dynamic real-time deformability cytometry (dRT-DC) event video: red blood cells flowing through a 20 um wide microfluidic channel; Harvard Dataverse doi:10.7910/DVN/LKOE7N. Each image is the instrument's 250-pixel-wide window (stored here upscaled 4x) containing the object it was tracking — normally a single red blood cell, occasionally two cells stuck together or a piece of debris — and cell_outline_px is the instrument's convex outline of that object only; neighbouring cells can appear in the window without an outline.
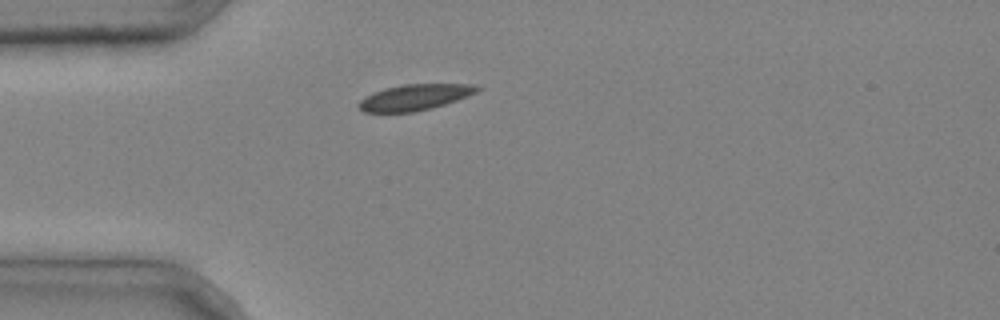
{"species": "common noctule bat (a hibernating species)", "species_latin": "Nyctalus noctula", "temperature_condition": "cold", "stored_images_in_passage": 2, "camera_frame_rate_fps": 3000, "um_per_image_px": 0.085, "animal": {"sex": "male", "body_mass_g": 20.4}, "frame": {"image": 1, "passage_image": 2, "time_ms": 0.333, "image_size_px": [1000, 320], "cell_outline_px": [[480, 88], [476, 92], [468, 96], [432, 108], [412, 112], [364, 112], [356, 104], [364, 96], [372, 92], [384, 88], [404, 84], [476, 84]], "centroid_in_image_um": [35.21, 8.26], "position_along_channel_um": 49.8, "area_um2": 17.92}}